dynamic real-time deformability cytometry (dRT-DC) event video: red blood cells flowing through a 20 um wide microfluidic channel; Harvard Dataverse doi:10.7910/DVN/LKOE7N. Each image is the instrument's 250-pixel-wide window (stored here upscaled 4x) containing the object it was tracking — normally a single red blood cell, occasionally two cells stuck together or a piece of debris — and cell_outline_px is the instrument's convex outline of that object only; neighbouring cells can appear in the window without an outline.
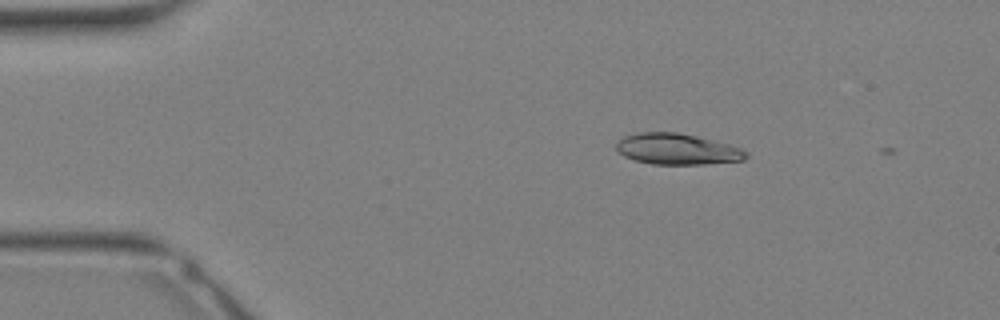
{"species": "Egyptian fruit bat (a non-hibernating species)", "species_latin": "Rousettus aegyptiacus", "temperature_condition": "warm", "stored_images_in_passage": 4, "camera_frame_rate_fps": 3000, "um_per_image_px": 0.085, "animal": {"sex": "female"}, "frame": {"image": 1, "passage_image": 2, "time_ms": 0.333, "image_size_px": [1000, 320], "cell_outline_px": [[748, 156], [744, 160], [704, 164], [652, 164], [636, 160], [624, 156], [616, 148], [616, 144], [624, 136], [640, 132], [676, 132], [696, 136], [728, 144], [740, 148], [748, 152]], "centroid_in_image_um": [57.57, 12.67], "position_along_channel_um": 27.4, "area_um2": 23.24}}